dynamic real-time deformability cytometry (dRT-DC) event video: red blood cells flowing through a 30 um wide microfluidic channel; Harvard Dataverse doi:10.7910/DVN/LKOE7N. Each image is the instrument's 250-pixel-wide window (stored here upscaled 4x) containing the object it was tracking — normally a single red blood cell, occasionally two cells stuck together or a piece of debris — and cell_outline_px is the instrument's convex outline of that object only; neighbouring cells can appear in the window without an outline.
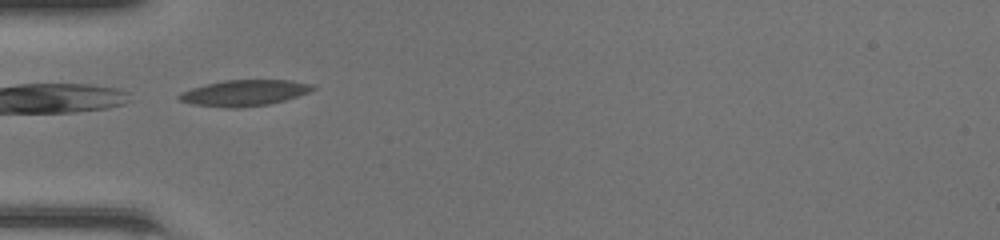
{"species": "common noctule bat (a hibernating species)", "species_latin": "Nyctalus noctula", "temperature_condition": "room temperature", "stored_images_in_passage": 32, "camera_frame_rate_fps": 3000, "um_per_image_px": 0.085, "animal": {"sex": "female", "body_mass_g": 20.0, "forearm_length_mm": 54.0}, "frame": {"image": 1, "passage_image": 1, "time_ms": 0.0, "image_size_px": [1000, 240], "cell_outline_px": [[316, 88], [308, 92], [284, 100], [268, 104], [240, 108], [224, 108], [192, 104], [180, 100], [176, 96], [180, 92], [204, 84], [224, 80], [292, 80], [312, 84]], "centroid_in_image_um": [20.72, 7.89], "position_along_channel_um": 64.3, "area_um2": 20.29}}
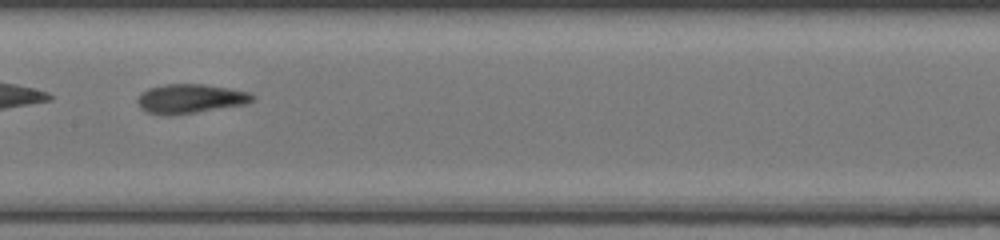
{"frame": {"image": 2, "passage_image": 10, "time_ms": 3.0, "image_size_px": [1000, 240], "cell_outline_px": [[256, 96], [252, 100], [244, 104], [196, 112], [168, 116], [164, 116], [148, 112], [140, 108], [136, 100], [140, 92], [148, 88], [164, 84], [204, 84], [228, 88], [248, 92]], "centroid_in_image_um": [16.1, 8.38], "position_along_channel_um": 191.3, "area_um2": 19.59}}
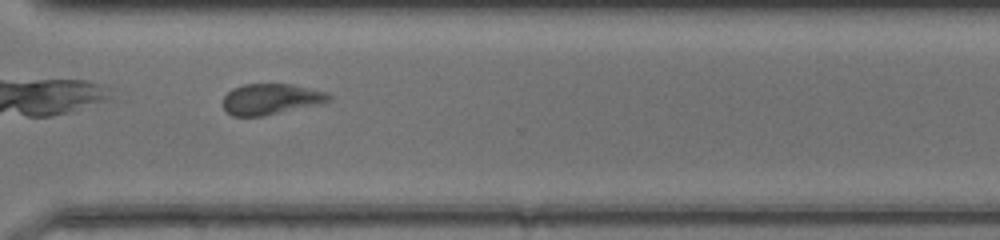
{"frame": {"image": 3, "passage_image": 21, "time_ms": 6.667, "image_size_px": [1000, 240], "cell_outline_px": [[332, 100], [320, 104], [264, 116], [232, 116], [220, 104], [224, 96], [232, 88], [244, 84], [292, 84], [328, 92], [332, 96]], "centroid_in_image_um": [23.03, 8.42], "position_along_channel_um": 347.6, "area_um2": 19.31}, "authors_computed_cell_mechanics": {"area_um2": 19.3052, "velocity_mm_per_s": 4.2663, "shape_relaxation_time_tau1_ms": 3.0789, "shape_relaxation_time_tau2_ms": 2.6954, "deformation_change_tau1": 0.1284, "deformation_change_tau2": 0.0931}}